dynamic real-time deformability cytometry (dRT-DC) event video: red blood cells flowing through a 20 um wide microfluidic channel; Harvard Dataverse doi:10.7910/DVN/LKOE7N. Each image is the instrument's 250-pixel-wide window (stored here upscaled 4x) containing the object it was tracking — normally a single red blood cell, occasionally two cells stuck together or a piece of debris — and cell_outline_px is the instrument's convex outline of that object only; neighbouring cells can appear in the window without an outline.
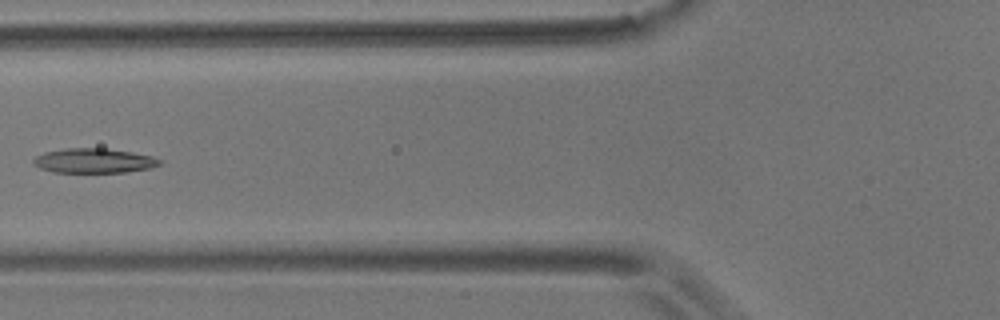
{"species": "common noctule bat (a hibernating species)", "species_latin": "Nyctalus noctula", "temperature_condition": "room temperature", "stored_images_in_passage": 9, "camera_frame_rate_fps": 3000, "um_per_image_px": 0.085, "animal": {"sex": "male", "body_mass_g": 17.9}, "frame": {"image": 1, "passage_image": 6, "time_ms": 1.667, "image_size_px": [1000, 320], "cell_outline_px": [[160, 164], [148, 168], [124, 172], [52, 172], [40, 168], [32, 164], [32, 160], [36, 156], [44, 152], [64, 148], [104, 148], [132, 152], [152, 156], [160, 160]], "centroid_in_image_um": [7.92, 13.65], "position_along_channel_um": 117.9, "area_um2": 18.03}}
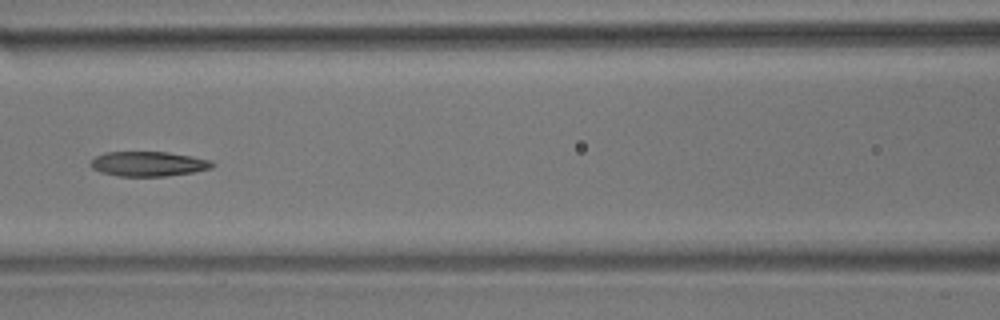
{"frame": {"image": 2, "passage_image": 7, "time_ms": 2.0, "image_size_px": [1000, 320], "cell_outline_px": [[216, 164], [212, 168], [192, 172], [168, 176], [116, 176], [100, 172], [92, 168], [88, 164], [96, 156], [104, 152], [168, 152], [192, 156], [212, 160]], "centroid_in_image_um": [12.61, 13.93], "position_along_channel_um": 154.0, "area_um2": 17.74}}
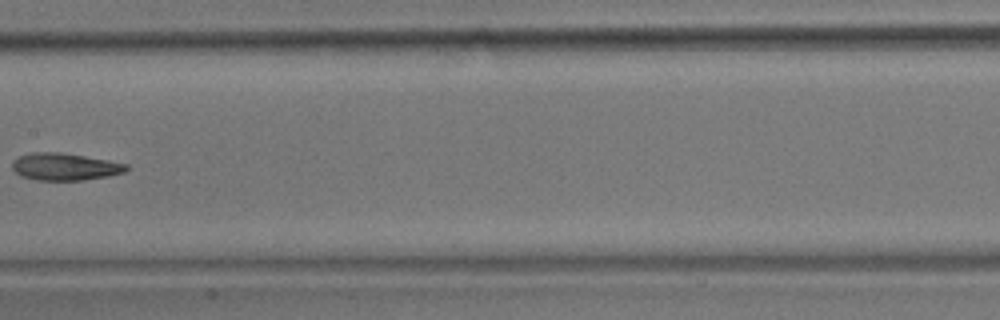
{"frame": {"image": 3, "passage_image": 8, "time_ms": 2.333, "image_size_px": [1000, 320], "cell_outline_px": [[132, 168], [124, 172], [108, 176], [84, 180], [36, 180], [20, 176], [12, 168], [12, 160], [20, 156], [32, 152], [60, 152], [108, 160], [128, 164]], "centroid_in_image_um": [5.53, 14.17], "position_along_channel_um": 201.9, "area_um2": 18.21}}